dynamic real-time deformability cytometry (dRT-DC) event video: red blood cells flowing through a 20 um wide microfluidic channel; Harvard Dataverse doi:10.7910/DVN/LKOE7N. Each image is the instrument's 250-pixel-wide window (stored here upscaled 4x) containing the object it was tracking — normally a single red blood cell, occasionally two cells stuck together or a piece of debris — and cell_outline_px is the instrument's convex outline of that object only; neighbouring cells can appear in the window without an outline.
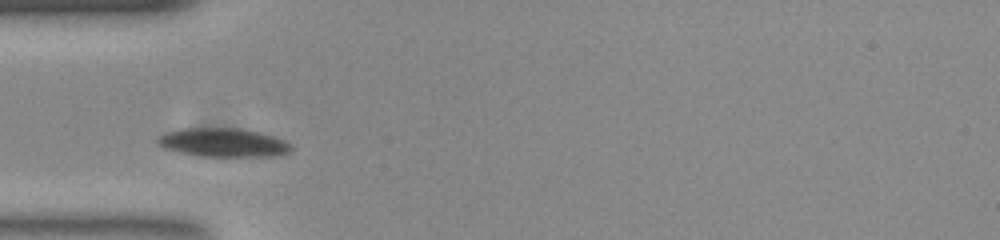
{"species": "common noctule bat (a hibernating species)", "species_latin": "Nyctalus noctula", "temperature_condition": "room temperature", "stored_images_in_passage": 39, "camera_frame_rate_fps": 3000, "um_per_image_px": 0.085, "animal": {"sex": "female", "body_mass_g": 23.0, "forearm_length_mm": 53.4}, "frame": {"image": 1, "passage_image": 1, "time_ms": 0.0, "image_size_px": [1000, 240], "cell_outline_px": [[292, 148], [288, 152], [272, 156], [200, 156], [168, 148], [160, 144], [156, 140], [160, 136], [168, 132], [184, 128], [236, 128], [256, 132], [280, 140], [288, 144]], "centroid_in_image_um": [18.94, 12.11], "position_along_channel_um": 66.1, "area_um2": 21.33}}
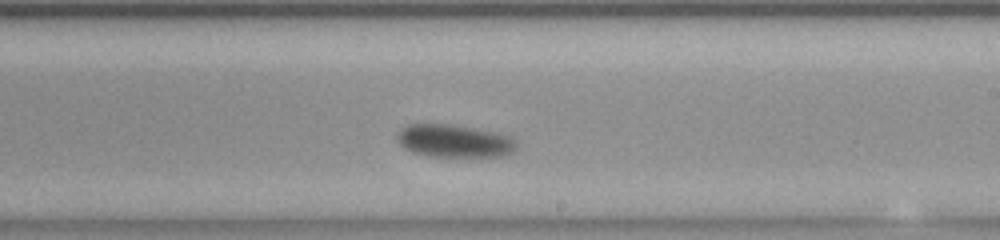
{"frame": {"image": 2, "passage_image": 16, "time_ms": 5.0, "image_size_px": [1000, 240], "cell_outline_px": [[516, 148], [512, 152], [504, 156], [428, 156], [412, 152], [404, 148], [400, 144], [396, 136], [408, 124], [448, 124], [472, 128], [508, 136], [516, 140]], "centroid_in_image_um": [38.59, 11.99], "position_along_channel_um": 250.4, "area_um2": 22.37}}
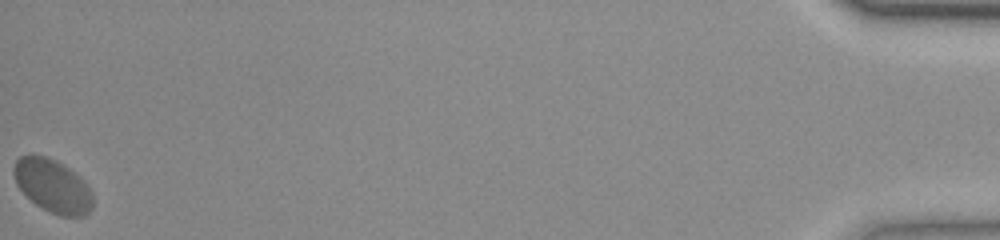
{"frame": {"image": 3, "passage_image": 39, "time_ms": 12.667, "image_size_px": [1000, 240], "cell_outline_px": [[92, 208], [84, 216], [60, 216], [36, 204], [16, 184], [16, 160], [20, 156], [44, 156], [56, 160], [68, 168], [92, 192]], "centroid_in_image_um": [4.5, 15.82], "position_along_channel_um": 430.7, "area_um2": 23.41}, "authors_computed_cell_mechanics": {"area_um2": 22.831, "velocity_mm_per_s": 3.7148, "shape_relaxation_time_tau1_ms": 1.4626, "shape_relaxation_time_tau2_ms": null, "deformation_change_tau1": 0.0556, "deformation_change_tau2": null}}